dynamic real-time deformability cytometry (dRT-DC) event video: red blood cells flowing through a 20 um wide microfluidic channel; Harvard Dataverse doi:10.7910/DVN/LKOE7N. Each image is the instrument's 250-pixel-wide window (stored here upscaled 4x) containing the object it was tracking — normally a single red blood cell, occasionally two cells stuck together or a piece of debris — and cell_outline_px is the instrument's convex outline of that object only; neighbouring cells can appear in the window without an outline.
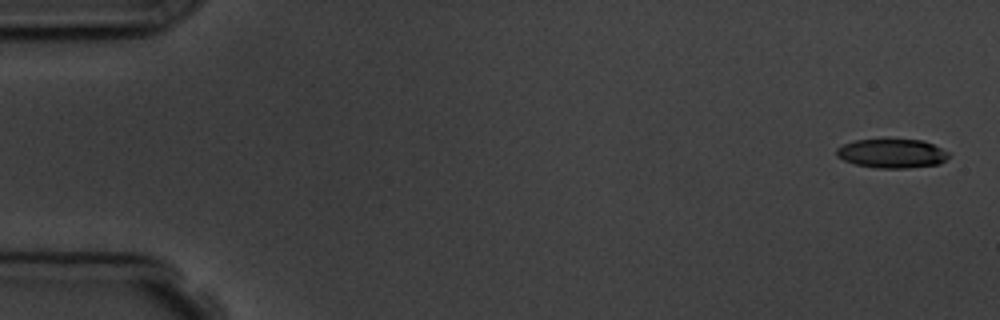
{"species": "common noctule bat (a hibernating species)", "species_latin": "Nyctalus noctula", "temperature_condition": "room temperature", "stored_images_in_passage": 5, "camera_frame_rate_fps": 3000, "um_per_image_px": 0.085, "animal": {"sex": "male", "body_mass_g": 19.5, "forearm_length_mm": 54.6}, "frame": {"image": 1, "passage_image": 1, "time_ms": 0.0, "image_size_px": [1000, 320], "cell_outline_px": [[948, 156], [940, 164], [908, 168], [876, 168], [856, 164], [844, 160], [836, 156], [836, 148], [844, 144], [856, 140], [920, 140], [932, 144], [948, 152]], "centroid_in_image_um": [75.79, 13.06], "position_along_channel_um": 9.2, "area_um2": 18.73}}
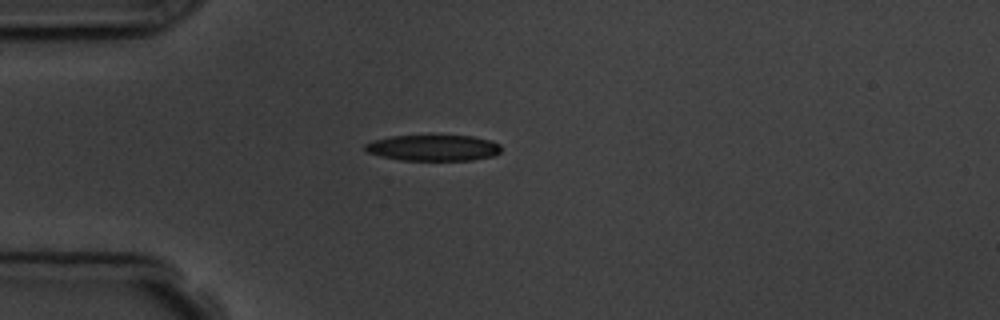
{"frame": {"image": 2, "passage_image": 4, "time_ms": 4.333, "image_size_px": [1000, 320], "cell_outline_px": [[500, 152], [496, 156], [472, 160], [400, 160], [380, 156], [368, 152], [364, 148], [364, 144], [372, 140], [392, 136], [472, 136], [488, 140], [500, 144]], "centroid_in_image_um": [36.82, 12.57], "position_along_channel_um": 48.2, "area_um2": 20.58}}